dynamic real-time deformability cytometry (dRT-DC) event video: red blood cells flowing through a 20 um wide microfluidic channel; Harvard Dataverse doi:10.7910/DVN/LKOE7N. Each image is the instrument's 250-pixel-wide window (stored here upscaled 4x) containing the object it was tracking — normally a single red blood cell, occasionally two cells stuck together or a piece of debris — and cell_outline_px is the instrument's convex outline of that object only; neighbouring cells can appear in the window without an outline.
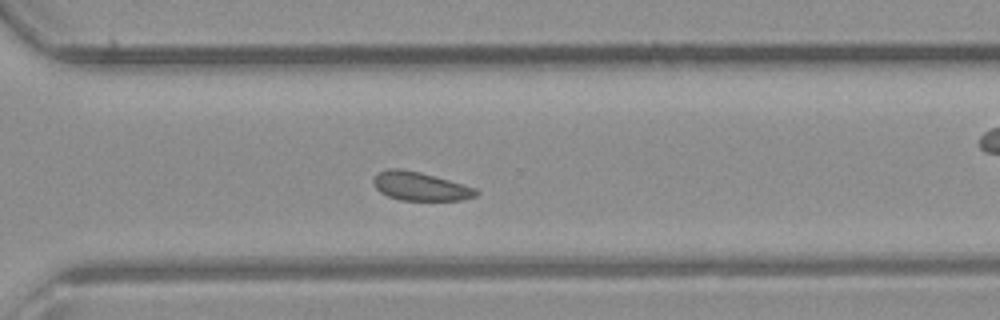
{"species": "common noctule bat (a hibernating species)", "species_latin": "Nyctalus noctula", "temperature_condition": "room temperature", "stored_images_in_passage": 29, "camera_frame_rate_fps": 3000, "um_per_image_px": 0.085, "animal": {"sex": "male", "body_mass_g": 23.1, "forearm_length_mm": 52.7}, "frame": {"image": 1, "passage_image": 25, "time_ms": 8.0, "image_size_px": [1000, 320], "cell_outline_px": [[480, 192], [476, 196], [460, 200], [400, 200], [388, 196], [380, 192], [376, 188], [372, 180], [376, 172], [388, 168], [400, 168], [420, 172], [476, 188]], "centroid_in_image_um": [35.68, 15.83], "position_along_channel_um": 334.9, "area_um2": 17.11}}